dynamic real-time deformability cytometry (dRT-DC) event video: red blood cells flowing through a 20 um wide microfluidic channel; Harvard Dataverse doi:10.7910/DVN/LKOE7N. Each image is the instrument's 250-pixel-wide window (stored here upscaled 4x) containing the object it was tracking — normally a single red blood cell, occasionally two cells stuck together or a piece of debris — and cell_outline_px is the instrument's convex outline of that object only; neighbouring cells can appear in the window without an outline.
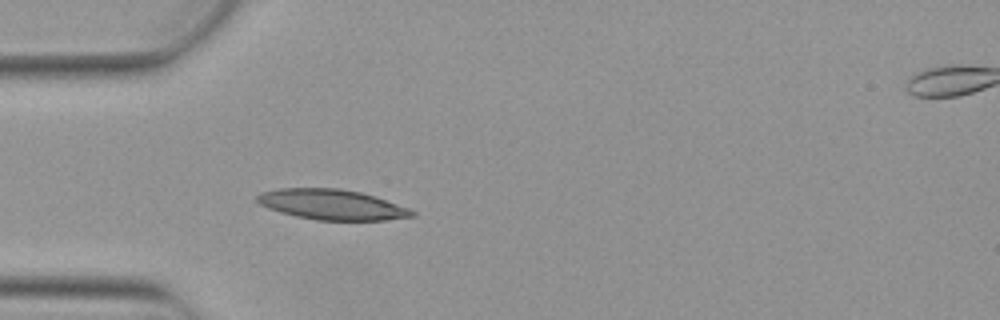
{"species": "Egyptian fruit bat (a non-hibernating species)", "species_latin": "Rousettus aegyptiacus", "temperature_condition": "warm", "stored_images_in_passage": 5, "camera_frame_rate_fps": 3000, "um_per_image_px": 0.085, "animal": {"sex": "female"}, "frame": {"image": 1, "passage_image": 4, "time_ms": 1.0, "image_size_px": [1000, 320], "cell_outline_px": [[416, 216], [384, 220], [316, 220], [296, 216], [280, 212], [268, 208], [260, 204], [256, 200], [256, 196], [260, 192], [280, 188], [340, 188], [360, 192], [376, 196], [408, 208], [416, 212]], "centroid_in_image_um": [28.2, 17.38], "position_along_channel_um": 56.8, "area_um2": 27.4}}